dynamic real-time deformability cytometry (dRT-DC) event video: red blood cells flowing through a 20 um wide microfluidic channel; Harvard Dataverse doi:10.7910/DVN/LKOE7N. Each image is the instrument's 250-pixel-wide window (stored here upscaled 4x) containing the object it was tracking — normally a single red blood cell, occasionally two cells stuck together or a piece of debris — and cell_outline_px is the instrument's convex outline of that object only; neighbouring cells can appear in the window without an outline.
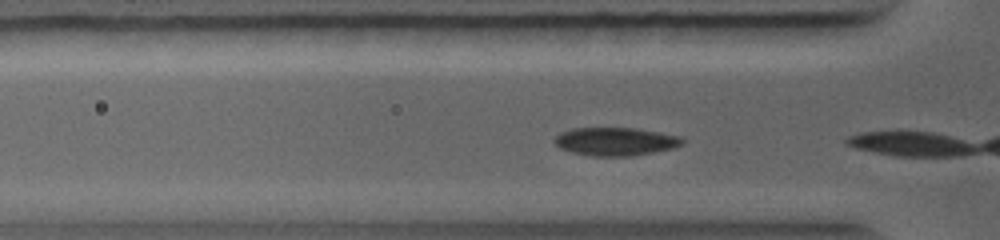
{"species": "common noctule bat (a hibernating species)", "species_latin": "Nyctalus noctula", "temperature_condition": "warm", "stored_images_in_passage": 5, "camera_frame_rate_fps": 5000, "um_per_image_px": 0.085, "animal": {"sex": "female", "body_mass_g": 19.0, "forearm_length_mm": 56.7}, "frame": {"image": 1, "passage_image": 4, "time_ms": 0.6, "image_size_px": [1000, 240], "cell_outline_px": [[684, 144], [672, 148], [632, 156], [592, 156], [572, 152], [560, 148], [552, 140], [560, 132], [572, 128], [636, 128], [680, 136], [684, 140]], "centroid_in_image_um": [52.3, 12.02], "position_along_channel_um": 73.5, "area_um2": 20.98}}